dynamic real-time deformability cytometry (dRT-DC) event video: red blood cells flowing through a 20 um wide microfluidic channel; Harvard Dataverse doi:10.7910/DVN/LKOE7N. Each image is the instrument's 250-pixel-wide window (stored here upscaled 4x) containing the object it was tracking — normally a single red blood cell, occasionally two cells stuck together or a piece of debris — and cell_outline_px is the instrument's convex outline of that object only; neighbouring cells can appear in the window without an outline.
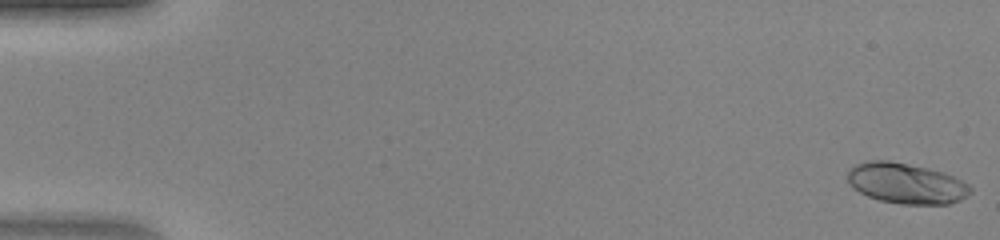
{"species": "human", "species_latin": "Homo sapiens", "temperature_condition": "warm", "stored_images_in_passage": 47, "camera_frame_rate_fps": 3000, "um_per_image_px": 0.085, "donor": {"sex": "female"}, "frame": {"image": 1, "passage_image": 1, "time_ms": 0.0, "image_size_px": [1000, 240], "cell_outline_px": [[972, 192], [968, 196], [960, 200], [948, 204], [900, 204], [880, 200], [868, 196], [852, 188], [848, 180], [848, 168], [856, 164], [868, 160], [888, 160], [928, 168], [944, 172], [968, 184], [972, 188]], "centroid_in_image_um": [77.02, 15.58], "position_along_channel_um": 8.0, "area_um2": 29.13}}
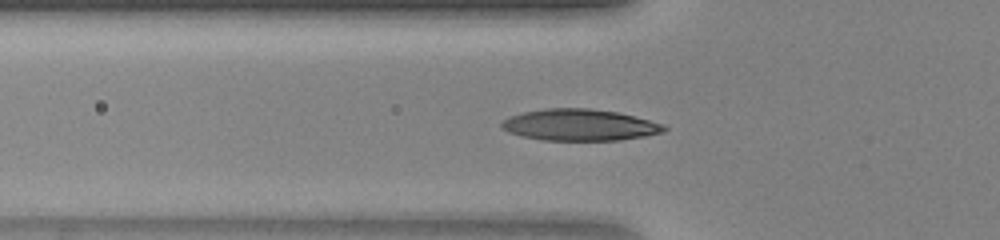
{"frame": {"image": 2, "passage_image": 17, "time_ms": 5.333, "image_size_px": [1000, 240], "cell_outline_px": [[668, 128], [664, 132], [644, 136], [620, 140], [540, 140], [520, 136], [508, 132], [500, 128], [500, 120], [508, 116], [524, 112], [544, 108], [588, 108], [616, 112], [664, 124]], "centroid_in_image_um": [49.2, 10.62], "position_along_channel_um": 76.6, "area_um2": 30.0}}
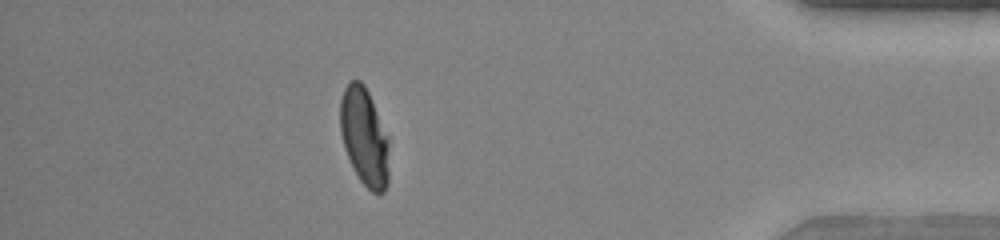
{"frame": {"image": 3, "passage_image": 42, "time_ms": 13.667, "image_size_px": [1000, 240], "cell_outline_px": [[388, 184], [384, 192], [372, 192], [360, 180], [344, 148], [340, 132], [340, 100], [344, 88], [352, 80], [360, 80], [364, 84], [368, 92], [388, 136]], "centroid_in_image_um": [30.96, 11.62], "position_along_channel_um": 404.2, "area_um2": 27.63}}